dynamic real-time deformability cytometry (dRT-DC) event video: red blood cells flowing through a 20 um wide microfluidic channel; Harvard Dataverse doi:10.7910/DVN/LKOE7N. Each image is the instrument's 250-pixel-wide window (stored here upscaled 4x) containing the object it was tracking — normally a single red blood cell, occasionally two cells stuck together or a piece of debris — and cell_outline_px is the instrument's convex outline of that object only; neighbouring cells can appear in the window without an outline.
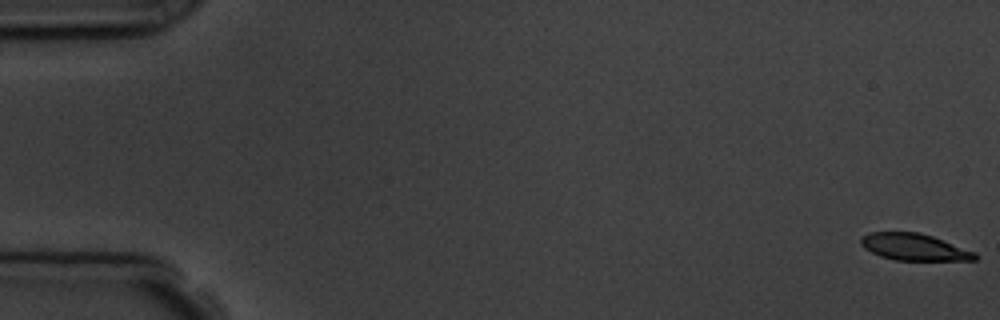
{"species": "common noctule bat (a hibernating species)", "species_latin": "Nyctalus noctula", "temperature_condition": "room temperature", "stored_images_in_passage": 5, "segment_of_instrument_passage": [1, 2], "camera_frame_rate_fps": 3000, "um_per_image_px": 0.085, "animal": {"sex": "male", "body_mass_g": 19.5, "forearm_length_mm": 54.6}, "frame": {"image": 1, "passage_image": 1, "time_ms": 0.0, "image_size_px": [1000, 320], "cell_outline_px": [[980, 256], [976, 260], [896, 260], [880, 256], [864, 248], [860, 244], [860, 236], [868, 232], [920, 232], [932, 236], [976, 252]], "centroid_in_image_um": [77.7, 20.99], "position_along_channel_um": 7.3, "area_um2": 17.92}}
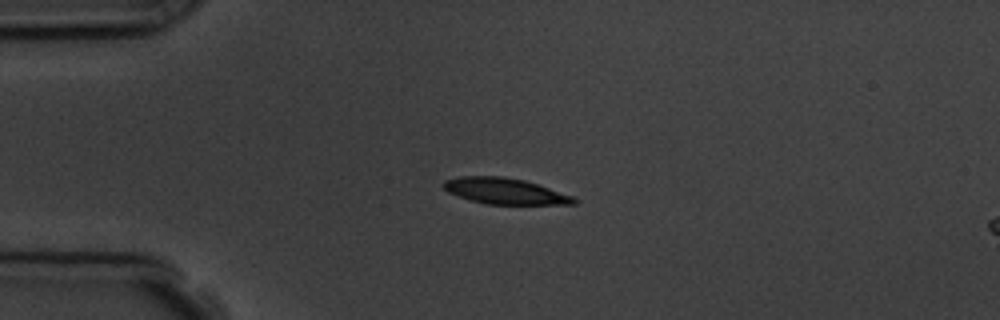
{"frame": {"image": 2, "passage_image": 4, "time_ms": 4.333, "image_size_px": [1000, 320], "cell_outline_px": [[576, 204], [488, 204], [472, 200], [448, 192], [440, 184], [444, 180], [460, 176], [504, 176], [524, 180], [572, 196], [576, 200]], "centroid_in_image_um": [42.86, 16.23], "position_along_channel_um": 42.1, "area_um2": 19.48}}